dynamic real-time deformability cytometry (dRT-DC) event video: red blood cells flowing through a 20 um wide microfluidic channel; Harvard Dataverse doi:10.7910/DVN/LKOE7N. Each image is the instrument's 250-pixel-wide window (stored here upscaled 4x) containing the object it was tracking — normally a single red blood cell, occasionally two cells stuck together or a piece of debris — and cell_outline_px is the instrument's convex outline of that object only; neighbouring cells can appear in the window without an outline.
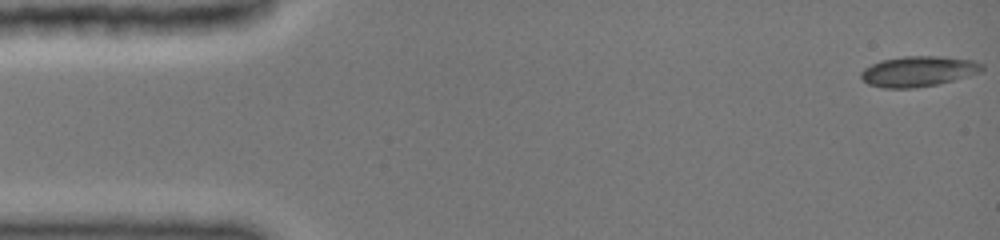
{"species": "common noctule bat (a hibernating species)", "species_latin": "Nyctalus noctula", "temperature_condition": "cold", "stored_images_in_passage": 44, "camera_frame_rate_fps": 3000, "um_per_image_px": 0.085, "animal": {"sex": "female", "body_mass_g": 19.0, "forearm_length_mm": 51.5}, "frame": {"image": 1, "passage_image": 1, "time_ms": 0.0, "image_size_px": [1000, 240], "cell_outline_px": [[984, 68], [980, 72], [952, 80], [936, 84], [912, 88], [884, 88], [868, 84], [860, 76], [860, 72], [864, 68], [872, 64], [884, 60], [904, 56], [932, 56], [972, 60], [984, 64]], "centroid_in_image_um": [78.03, 6.06], "position_along_channel_um": 7.0, "area_um2": 21.1}}
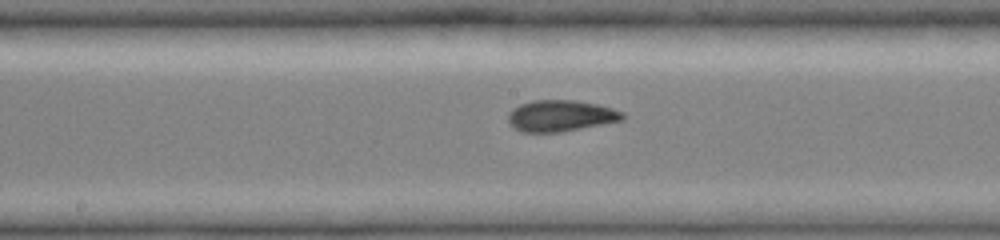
{"frame": {"image": 2, "passage_image": 24, "time_ms": 8.0, "image_size_px": [1000, 240], "cell_outline_px": [[624, 120], [560, 132], [524, 132], [508, 124], [508, 112], [512, 108], [520, 104], [532, 100], [572, 100], [596, 104], [612, 108], [624, 112]], "centroid_in_image_um": [47.64, 9.84], "position_along_channel_um": 200.6, "area_um2": 20.87}}
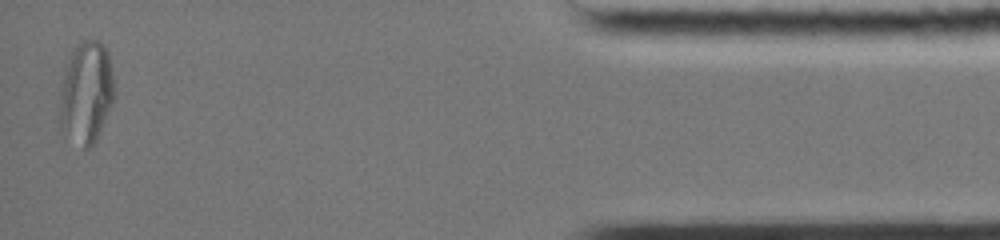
{"frame": {"image": 3, "passage_image": 44, "time_ms": 15.333, "image_size_px": [1000, 240], "cell_outline_px": [[112, 100], [96, 140], [88, 148], [84, 148], [60, 128], [60, 104], [68, 56], [72, 48], [76, 44], [84, 40], [100, 40], [108, 52], [112, 76]], "centroid_in_image_um": [7.32, 7.81], "position_along_channel_um": 427.9, "area_um2": 31.39}}